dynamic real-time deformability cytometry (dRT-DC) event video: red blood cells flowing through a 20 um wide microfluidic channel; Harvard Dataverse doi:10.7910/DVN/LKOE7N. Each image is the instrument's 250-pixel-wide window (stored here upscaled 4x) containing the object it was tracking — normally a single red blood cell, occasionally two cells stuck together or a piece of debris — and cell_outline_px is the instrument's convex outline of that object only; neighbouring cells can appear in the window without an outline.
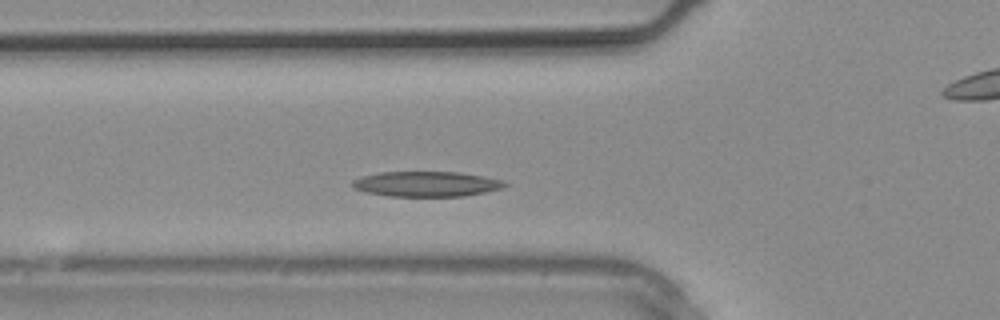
{"species": "common noctule bat (a hibernating species)", "species_latin": "Nyctalus noctula", "temperature_condition": "warm", "stored_images_in_passage": 7, "camera_frame_rate_fps": 3000, "um_per_image_px": 0.085, "animal": {"sex": "male", "body_mass_g": 20.4}, "frame": {"image": 1, "passage_image": 5, "time_ms": 1.333, "image_size_px": [1000, 320], "cell_outline_px": [[508, 184], [504, 188], [464, 196], [388, 196], [364, 192], [352, 188], [352, 180], [360, 176], [380, 172], [460, 172], [484, 176], [504, 180]], "centroid_in_image_um": [36.23, 15.63], "position_along_channel_um": 89.6, "area_um2": 22.6}}